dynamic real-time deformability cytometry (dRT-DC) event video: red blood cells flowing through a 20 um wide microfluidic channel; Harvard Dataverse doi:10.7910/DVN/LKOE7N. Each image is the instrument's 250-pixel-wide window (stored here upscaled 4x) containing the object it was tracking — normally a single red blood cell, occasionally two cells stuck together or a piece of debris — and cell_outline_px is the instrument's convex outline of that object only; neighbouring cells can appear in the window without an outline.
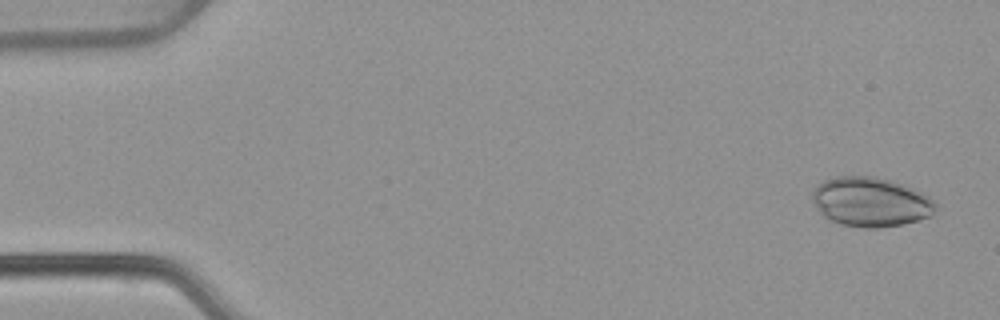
{"species": "common noctule bat (a hibernating species)", "species_latin": "Nyctalus noctula", "temperature_condition": "warm", "stored_images_in_passage": 52, "camera_frame_rate_fps": 3000, "um_per_image_px": 0.085, "animal": {"sex": "female", "body_mass_g": 22.7, "forearm_length_mm": 54.2}, "frame": {"image": 1, "passage_image": 2, "time_ms": 0.333, "image_size_px": [1000, 320], "cell_outline_px": [[936, 204], [932, 216], [920, 220], [880, 228], [864, 228], [840, 224], [828, 220], [820, 212], [812, 200], [812, 192], [824, 180], [836, 176], [872, 176], [888, 180], [912, 188], [928, 196]], "centroid_in_image_um": [73.99, 17.18], "position_along_channel_um": 11.0, "area_um2": 35.32}}
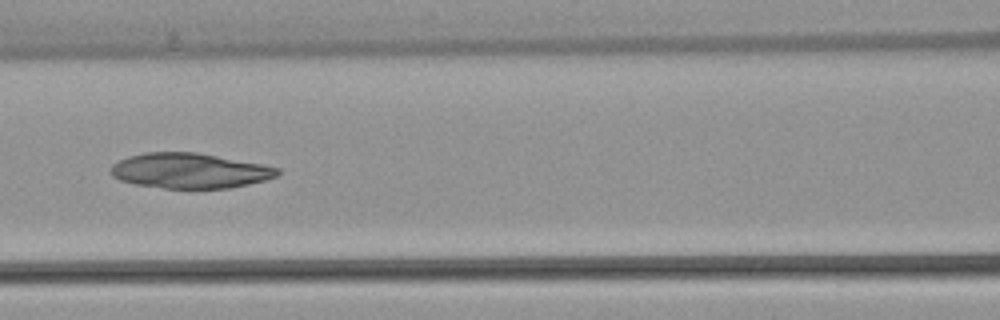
{"frame": {"image": 2, "passage_image": 23, "time_ms": 7.333, "image_size_px": [1000, 320], "cell_outline_px": [[280, 172], [276, 176], [264, 180], [248, 184], [228, 188], [164, 188], [136, 184], [120, 180], [112, 176], [112, 164], [128, 156], [144, 152], [196, 152], [264, 164], [280, 168]], "centroid_in_image_um": [16.14, 14.5], "position_along_channel_um": 150.5, "area_um2": 34.04}}
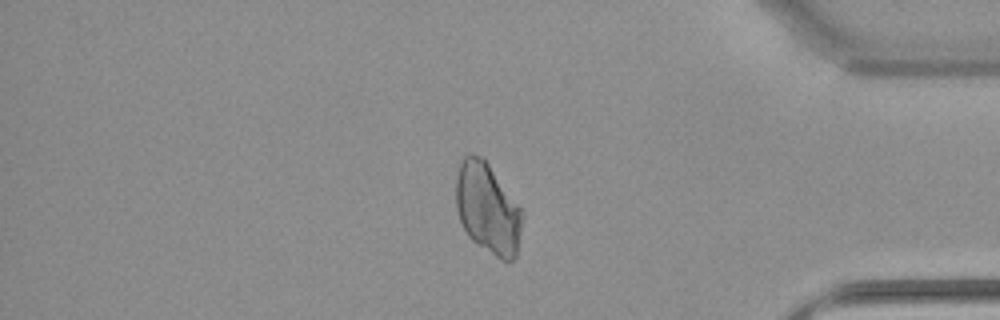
{"frame": {"image": 3, "passage_image": 44, "time_ms": 14.333, "image_size_px": [1000, 320], "cell_outline_px": [[524, 216], [516, 256], [508, 264], [500, 260], [472, 240], [468, 236], [460, 220], [456, 208], [456, 176], [460, 164], [464, 156], [472, 152], [480, 156], [488, 164], [520, 208]], "centroid_in_image_um": [41.45, 17.76], "position_along_channel_um": 393.8, "area_um2": 34.91}}